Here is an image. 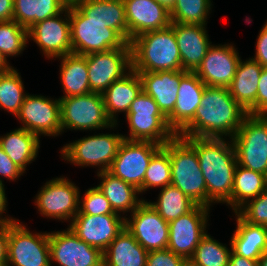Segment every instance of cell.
I'll return each mask as SVG.
<instances>
[{
  "label": "cell",
  "mask_w": 267,
  "mask_h": 266,
  "mask_svg": "<svg viewBox=\"0 0 267 266\" xmlns=\"http://www.w3.org/2000/svg\"><path fill=\"white\" fill-rule=\"evenodd\" d=\"M264 178H265V186H266V189H267V170H266V173L264 174Z\"/></svg>",
  "instance_id": "obj_55"
},
{
  "label": "cell",
  "mask_w": 267,
  "mask_h": 266,
  "mask_svg": "<svg viewBox=\"0 0 267 266\" xmlns=\"http://www.w3.org/2000/svg\"><path fill=\"white\" fill-rule=\"evenodd\" d=\"M28 30L15 20L0 22V52L8 60L23 53L28 44Z\"/></svg>",
  "instance_id": "obj_40"
},
{
  "label": "cell",
  "mask_w": 267,
  "mask_h": 266,
  "mask_svg": "<svg viewBox=\"0 0 267 266\" xmlns=\"http://www.w3.org/2000/svg\"><path fill=\"white\" fill-rule=\"evenodd\" d=\"M246 115L228 88L206 86L193 119L177 135L232 139Z\"/></svg>",
  "instance_id": "obj_1"
},
{
  "label": "cell",
  "mask_w": 267,
  "mask_h": 266,
  "mask_svg": "<svg viewBox=\"0 0 267 266\" xmlns=\"http://www.w3.org/2000/svg\"><path fill=\"white\" fill-rule=\"evenodd\" d=\"M142 91V81L133 69L124 77L114 81L103 93L105 110L113 124H119L118 114L128 113L134 99Z\"/></svg>",
  "instance_id": "obj_26"
},
{
  "label": "cell",
  "mask_w": 267,
  "mask_h": 266,
  "mask_svg": "<svg viewBox=\"0 0 267 266\" xmlns=\"http://www.w3.org/2000/svg\"><path fill=\"white\" fill-rule=\"evenodd\" d=\"M210 208L196 205L191 211L169 222L167 249L189 260L201 238L208 232Z\"/></svg>",
  "instance_id": "obj_14"
},
{
  "label": "cell",
  "mask_w": 267,
  "mask_h": 266,
  "mask_svg": "<svg viewBox=\"0 0 267 266\" xmlns=\"http://www.w3.org/2000/svg\"><path fill=\"white\" fill-rule=\"evenodd\" d=\"M79 189L67 176L52 178L34 196V205L45 218L70 224L79 211Z\"/></svg>",
  "instance_id": "obj_11"
},
{
  "label": "cell",
  "mask_w": 267,
  "mask_h": 266,
  "mask_svg": "<svg viewBox=\"0 0 267 266\" xmlns=\"http://www.w3.org/2000/svg\"><path fill=\"white\" fill-rule=\"evenodd\" d=\"M212 0H176L170 10L171 22L207 25L213 8Z\"/></svg>",
  "instance_id": "obj_39"
},
{
  "label": "cell",
  "mask_w": 267,
  "mask_h": 266,
  "mask_svg": "<svg viewBox=\"0 0 267 266\" xmlns=\"http://www.w3.org/2000/svg\"><path fill=\"white\" fill-rule=\"evenodd\" d=\"M72 53L88 55L114 48H131L116 30L106 24L89 19L73 4L69 3Z\"/></svg>",
  "instance_id": "obj_6"
},
{
  "label": "cell",
  "mask_w": 267,
  "mask_h": 266,
  "mask_svg": "<svg viewBox=\"0 0 267 266\" xmlns=\"http://www.w3.org/2000/svg\"><path fill=\"white\" fill-rule=\"evenodd\" d=\"M5 193V185L3 183H0V225L13 223L18 220L16 218L10 217V215L8 214H4L7 213L8 206L7 196Z\"/></svg>",
  "instance_id": "obj_47"
},
{
  "label": "cell",
  "mask_w": 267,
  "mask_h": 266,
  "mask_svg": "<svg viewBox=\"0 0 267 266\" xmlns=\"http://www.w3.org/2000/svg\"><path fill=\"white\" fill-rule=\"evenodd\" d=\"M255 48V55L252 58L267 68V20L258 33Z\"/></svg>",
  "instance_id": "obj_46"
},
{
  "label": "cell",
  "mask_w": 267,
  "mask_h": 266,
  "mask_svg": "<svg viewBox=\"0 0 267 266\" xmlns=\"http://www.w3.org/2000/svg\"><path fill=\"white\" fill-rule=\"evenodd\" d=\"M238 165L262 174L267 170V115L247 114L231 139Z\"/></svg>",
  "instance_id": "obj_9"
},
{
  "label": "cell",
  "mask_w": 267,
  "mask_h": 266,
  "mask_svg": "<svg viewBox=\"0 0 267 266\" xmlns=\"http://www.w3.org/2000/svg\"><path fill=\"white\" fill-rule=\"evenodd\" d=\"M185 266H199V265H196V264L190 262L189 260H187Z\"/></svg>",
  "instance_id": "obj_54"
},
{
  "label": "cell",
  "mask_w": 267,
  "mask_h": 266,
  "mask_svg": "<svg viewBox=\"0 0 267 266\" xmlns=\"http://www.w3.org/2000/svg\"><path fill=\"white\" fill-rule=\"evenodd\" d=\"M91 92L102 94L132 70L131 48H114L86 55Z\"/></svg>",
  "instance_id": "obj_15"
},
{
  "label": "cell",
  "mask_w": 267,
  "mask_h": 266,
  "mask_svg": "<svg viewBox=\"0 0 267 266\" xmlns=\"http://www.w3.org/2000/svg\"><path fill=\"white\" fill-rule=\"evenodd\" d=\"M81 240L104 252L125 228L122 215H76L67 226Z\"/></svg>",
  "instance_id": "obj_20"
},
{
  "label": "cell",
  "mask_w": 267,
  "mask_h": 266,
  "mask_svg": "<svg viewBox=\"0 0 267 266\" xmlns=\"http://www.w3.org/2000/svg\"><path fill=\"white\" fill-rule=\"evenodd\" d=\"M259 266H267V251L258 259Z\"/></svg>",
  "instance_id": "obj_53"
},
{
  "label": "cell",
  "mask_w": 267,
  "mask_h": 266,
  "mask_svg": "<svg viewBox=\"0 0 267 266\" xmlns=\"http://www.w3.org/2000/svg\"><path fill=\"white\" fill-rule=\"evenodd\" d=\"M68 3H73L76 0H66Z\"/></svg>",
  "instance_id": "obj_56"
},
{
  "label": "cell",
  "mask_w": 267,
  "mask_h": 266,
  "mask_svg": "<svg viewBox=\"0 0 267 266\" xmlns=\"http://www.w3.org/2000/svg\"><path fill=\"white\" fill-rule=\"evenodd\" d=\"M7 266H51L49 232H31L19 219L8 223Z\"/></svg>",
  "instance_id": "obj_10"
},
{
  "label": "cell",
  "mask_w": 267,
  "mask_h": 266,
  "mask_svg": "<svg viewBox=\"0 0 267 266\" xmlns=\"http://www.w3.org/2000/svg\"><path fill=\"white\" fill-rule=\"evenodd\" d=\"M263 67L253 58L239 60L228 87L231 96L247 112L256 115V94Z\"/></svg>",
  "instance_id": "obj_24"
},
{
  "label": "cell",
  "mask_w": 267,
  "mask_h": 266,
  "mask_svg": "<svg viewBox=\"0 0 267 266\" xmlns=\"http://www.w3.org/2000/svg\"><path fill=\"white\" fill-rule=\"evenodd\" d=\"M40 141L36 134L20 127L0 135V147L24 173L27 166L37 159Z\"/></svg>",
  "instance_id": "obj_29"
},
{
  "label": "cell",
  "mask_w": 267,
  "mask_h": 266,
  "mask_svg": "<svg viewBox=\"0 0 267 266\" xmlns=\"http://www.w3.org/2000/svg\"><path fill=\"white\" fill-rule=\"evenodd\" d=\"M229 266H259L258 260H250L243 256L235 254L233 251L230 254Z\"/></svg>",
  "instance_id": "obj_50"
},
{
  "label": "cell",
  "mask_w": 267,
  "mask_h": 266,
  "mask_svg": "<svg viewBox=\"0 0 267 266\" xmlns=\"http://www.w3.org/2000/svg\"><path fill=\"white\" fill-rule=\"evenodd\" d=\"M177 40L179 54L184 71L195 72L204 59L208 48L212 45L207 25L178 24L170 25Z\"/></svg>",
  "instance_id": "obj_22"
},
{
  "label": "cell",
  "mask_w": 267,
  "mask_h": 266,
  "mask_svg": "<svg viewBox=\"0 0 267 266\" xmlns=\"http://www.w3.org/2000/svg\"><path fill=\"white\" fill-rule=\"evenodd\" d=\"M234 44H212L195 71L200 80L210 87L228 88L235 76L236 68L241 59ZM236 48V49H235Z\"/></svg>",
  "instance_id": "obj_19"
},
{
  "label": "cell",
  "mask_w": 267,
  "mask_h": 266,
  "mask_svg": "<svg viewBox=\"0 0 267 266\" xmlns=\"http://www.w3.org/2000/svg\"><path fill=\"white\" fill-rule=\"evenodd\" d=\"M160 190L156 201L147 200V202L168 223L191 211L197 205L179 188L173 185H167Z\"/></svg>",
  "instance_id": "obj_35"
},
{
  "label": "cell",
  "mask_w": 267,
  "mask_h": 266,
  "mask_svg": "<svg viewBox=\"0 0 267 266\" xmlns=\"http://www.w3.org/2000/svg\"><path fill=\"white\" fill-rule=\"evenodd\" d=\"M28 40H33L48 59L72 53L69 3L58 15L32 25L28 29Z\"/></svg>",
  "instance_id": "obj_17"
},
{
  "label": "cell",
  "mask_w": 267,
  "mask_h": 266,
  "mask_svg": "<svg viewBox=\"0 0 267 266\" xmlns=\"http://www.w3.org/2000/svg\"><path fill=\"white\" fill-rule=\"evenodd\" d=\"M73 4L89 19L106 24L128 42V25L123 0H76Z\"/></svg>",
  "instance_id": "obj_28"
},
{
  "label": "cell",
  "mask_w": 267,
  "mask_h": 266,
  "mask_svg": "<svg viewBox=\"0 0 267 266\" xmlns=\"http://www.w3.org/2000/svg\"><path fill=\"white\" fill-rule=\"evenodd\" d=\"M171 185L179 188L197 205L206 207V183L195 148L183 137L169 141Z\"/></svg>",
  "instance_id": "obj_4"
},
{
  "label": "cell",
  "mask_w": 267,
  "mask_h": 266,
  "mask_svg": "<svg viewBox=\"0 0 267 266\" xmlns=\"http://www.w3.org/2000/svg\"><path fill=\"white\" fill-rule=\"evenodd\" d=\"M50 264L103 266V252L81 240L69 228L49 232Z\"/></svg>",
  "instance_id": "obj_16"
},
{
  "label": "cell",
  "mask_w": 267,
  "mask_h": 266,
  "mask_svg": "<svg viewBox=\"0 0 267 266\" xmlns=\"http://www.w3.org/2000/svg\"><path fill=\"white\" fill-rule=\"evenodd\" d=\"M57 59L61 63L59 77L64 93L61 97H73L90 93L86 55L70 53Z\"/></svg>",
  "instance_id": "obj_32"
},
{
  "label": "cell",
  "mask_w": 267,
  "mask_h": 266,
  "mask_svg": "<svg viewBox=\"0 0 267 266\" xmlns=\"http://www.w3.org/2000/svg\"><path fill=\"white\" fill-rule=\"evenodd\" d=\"M123 140V134L94 132V135L66 143L60 156L73 166L98 167L97 173L108 171Z\"/></svg>",
  "instance_id": "obj_7"
},
{
  "label": "cell",
  "mask_w": 267,
  "mask_h": 266,
  "mask_svg": "<svg viewBox=\"0 0 267 266\" xmlns=\"http://www.w3.org/2000/svg\"><path fill=\"white\" fill-rule=\"evenodd\" d=\"M196 150L199 166L206 183V207L231 199L237 167L231 139L183 137Z\"/></svg>",
  "instance_id": "obj_2"
},
{
  "label": "cell",
  "mask_w": 267,
  "mask_h": 266,
  "mask_svg": "<svg viewBox=\"0 0 267 266\" xmlns=\"http://www.w3.org/2000/svg\"><path fill=\"white\" fill-rule=\"evenodd\" d=\"M18 71L13 67L10 71L0 74V110L15 117L28 94Z\"/></svg>",
  "instance_id": "obj_36"
},
{
  "label": "cell",
  "mask_w": 267,
  "mask_h": 266,
  "mask_svg": "<svg viewBox=\"0 0 267 266\" xmlns=\"http://www.w3.org/2000/svg\"><path fill=\"white\" fill-rule=\"evenodd\" d=\"M148 251L124 228L103 252V266H146Z\"/></svg>",
  "instance_id": "obj_31"
},
{
  "label": "cell",
  "mask_w": 267,
  "mask_h": 266,
  "mask_svg": "<svg viewBox=\"0 0 267 266\" xmlns=\"http://www.w3.org/2000/svg\"><path fill=\"white\" fill-rule=\"evenodd\" d=\"M6 59V57L0 52V74L10 71L14 66H12Z\"/></svg>",
  "instance_id": "obj_51"
},
{
  "label": "cell",
  "mask_w": 267,
  "mask_h": 266,
  "mask_svg": "<svg viewBox=\"0 0 267 266\" xmlns=\"http://www.w3.org/2000/svg\"><path fill=\"white\" fill-rule=\"evenodd\" d=\"M104 214L120 215L113 211L109 201L97 186L85 190L83 197L79 195V211L77 215L95 216Z\"/></svg>",
  "instance_id": "obj_41"
},
{
  "label": "cell",
  "mask_w": 267,
  "mask_h": 266,
  "mask_svg": "<svg viewBox=\"0 0 267 266\" xmlns=\"http://www.w3.org/2000/svg\"><path fill=\"white\" fill-rule=\"evenodd\" d=\"M187 260L169 249L150 251L146 266H185Z\"/></svg>",
  "instance_id": "obj_43"
},
{
  "label": "cell",
  "mask_w": 267,
  "mask_h": 266,
  "mask_svg": "<svg viewBox=\"0 0 267 266\" xmlns=\"http://www.w3.org/2000/svg\"><path fill=\"white\" fill-rule=\"evenodd\" d=\"M256 115H267V68L263 67L256 94Z\"/></svg>",
  "instance_id": "obj_45"
},
{
  "label": "cell",
  "mask_w": 267,
  "mask_h": 266,
  "mask_svg": "<svg viewBox=\"0 0 267 266\" xmlns=\"http://www.w3.org/2000/svg\"><path fill=\"white\" fill-rule=\"evenodd\" d=\"M23 174L24 172L17 167L14 162H12V160L0 147V176L13 182L19 180ZM4 179L0 177V183L4 184Z\"/></svg>",
  "instance_id": "obj_44"
},
{
  "label": "cell",
  "mask_w": 267,
  "mask_h": 266,
  "mask_svg": "<svg viewBox=\"0 0 267 266\" xmlns=\"http://www.w3.org/2000/svg\"><path fill=\"white\" fill-rule=\"evenodd\" d=\"M61 104L62 134L70 131L116 130L105 110L103 95L90 92L73 97H59Z\"/></svg>",
  "instance_id": "obj_8"
},
{
  "label": "cell",
  "mask_w": 267,
  "mask_h": 266,
  "mask_svg": "<svg viewBox=\"0 0 267 266\" xmlns=\"http://www.w3.org/2000/svg\"><path fill=\"white\" fill-rule=\"evenodd\" d=\"M96 174L100 178V183L97 187L109 201L113 211L124 218L128 216V212L132 214L145 200L137 188L115 177L110 172L101 171Z\"/></svg>",
  "instance_id": "obj_27"
},
{
  "label": "cell",
  "mask_w": 267,
  "mask_h": 266,
  "mask_svg": "<svg viewBox=\"0 0 267 266\" xmlns=\"http://www.w3.org/2000/svg\"><path fill=\"white\" fill-rule=\"evenodd\" d=\"M124 116L129 126L128 136L123 135L126 140L149 141L163 146L177 135L155 100L143 90Z\"/></svg>",
  "instance_id": "obj_5"
},
{
  "label": "cell",
  "mask_w": 267,
  "mask_h": 266,
  "mask_svg": "<svg viewBox=\"0 0 267 266\" xmlns=\"http://www.w3.org/2000/svg\"><path fill=\"white\" fill-rule=\"evenodd\" d=\"M138 74L142 81V90L155 100L162 113L168 117L173 112L177 100L181 70Z\"/></svg>",
  "instance_id": "obj_25"
},
{
  "label": "cell",
  "mask_w": 267,
  "mask_h": 266,
  "mask_svg": "<svg viewBox=\"0 0 267 266\" xmlns=\"http://www.w3.org/2000/svg\"><path fill=\"white\" fill-rule=\"evenodd\" d=\"M14 0H0V22L13 20Z\"/></svg>",
  "instance_id": "obj_49"
},
{
  "label": "cell",
  "mask_w": 267,
  "mask_h": 266,
  "mask_svg": "<svg viewBox=\"0 0 267 266\" xmlns=\"http://www.w3.org/2000/svg\"><path fill=\"white\" fill-rule=\"evenodd\" d=\"M249 224L267 227V189L236 212Z\"/></svg>",
  "instance_id": "obj_42"
},
{
  "label": "cell",
  "mask_w": 267,
  "mask_h": 266,
  "mask_svg": "<svg viewBox=\"0 0 267 266\" xmlns=\"http://www.w3.org/2000/svg\"><path fill=\"white\" fill-rule=\"evenodd\" d=\"M171 185V162L169 159V142L163 145L149 162L144 175L143 185L140 187V195L149 189Z\"/></svg>",
  "instance_id": "obj_37"
},
{
  "label": "cell",
  "mask_w": 267,
  "mask_h": 266,
  "mask_svg": "<svg viewBox=\"0 0 267 266\" xmlns=\"http://www.w3.org/2000/svg\"><path fill=\"white\" fill-rule=\"evenodd\" d=\"M125 228L148 252L167 249L169 224L146 199L125 217Z\"/></svg>",
  "instance_id": "obj_18"
},
{
  "label": "cell",
  "mask_w": 267,
  "mask_h": 266,
  "mask_svg": "<svg viewBox=\"0 0 267 266\" xmlns=\"http://www.w3.org/2000/svg\"><path fill=\"white\" fill-rule=\"evenodd\" d=\"M27 94L15 118L29 132L40 136L57 137L62 134L59 98Z\"/></svg>",
  "instance_id": "obj_12"
},
{
  "label": "cell",
  "mask_w": 267,
  "mask_h": 266,
  "mask_svg": "<svg viewBox=\"0 0 267 266\" xmlns=\"http://www.w3.org/2000/svg\"><path fill=\"white\" fill-rule=\"evenodd\" d=\"M236 230L230 243L232 251L250 260H258L267 251V227L249 224L237 213L234 214Z\"/></svg>",
  "instance_id": "obj_30"
},
{
  "label": "cell",
  "mask_w": 267,
  "mask_h": 266,
  "mask_svg": "<svg viewBox=\"0 0 267 266\" xmlns=\"http://www.w3.org/2000/svg\"><path fill=\"white\" fill-rule=\"evenodd\" d=\"M67 6L66 0H14L13 20L28 30L35 23L58 15Z\"/></svg>",
  "instance_id": "obj_33"
},
{
  "label": "cell",
  "mask_w": 267,
  "mask_h": 266,
  "mask_svg": "<svg viewBox=\"0 0 267 266\" xmlns=\"http://www.w3.org/2000/svg\"><path fill=\"white\" fill-rule=\"evenodd\" d=\"M162 145L124 139L108 172L139 190L152 156Z\"/></svg>",
  "instance_id": "obj_13"
},
{
  "label": "cell",
  "mask_w": 267,
  "mask_h": 266,
  "mask_svg": "<svg viewBox=\"0 0 267 266\" xmlns=\"http://www.w3.org/2000/svg\"><path fill=\"white\" fill-rule=\"evenodd\" d=\"M226 244L214 239L210 233H206L200 240L190 262L199 266H229V258L232 252Z\"/></svg>",
  "instance_id": "obj_38"
},
{
  "label": "cell",
  "mask_w": 267,
  "mask_h": 266,
  "mask_svg": "<svg viewBox=\"0 0 267 266\" xmlns=\"http://www.w3.org/2000/svg\"><path fill=\"white\" fill-rule=\"evenodd\" d=\"M155 1L165 6L170 11L174 6L176 0H155Z\"/></svg>",
  "instance_id": "obj_52"
},
{
  "label": "cell",
  "mask_w": 267,
  "mask_h": 266,
  "mask_svg": "<svg viewBox=\"0 0 267 266\" xmlns=\"http://www.w3.org/2000/svg\"><path fill=\"white\" fill-rule=\"evenodd\" d=\"M8 224L0 225V266H7Z\"/></svg>",
  "instance_id": "obj_48"
},
{
  "label": "cell",
  "mask_w": 267,
  "mask_h": 266,
  "mask_svg": "<svg viewBox=\"0 0 267 266\" xmlns=\"http://www.w3.org/2000/svg\"><path fill=\"white\" fill-rule=\"evenodd\" d=\"M266 189L264 174L246 169L237 164L231 199L226 203L236 213L248 201L256 198Z\"/></svg>",
  "instance_id": "obj_34"
},
{
  "label": "cell",
  "mask_w": 267,
  "mask_h": 266,
  "mask_svg": "<svg viewBox=\"0 0 267 266\" xmlns=\"http://www.w3.org/2000/svg\"><path fill=\"white\" fill-rule=\"evenodd\" d=\"M132 69L137 73L179 71L181 57L171 26L143 33L131 42Z\"/></svg>",
  "instance_id": "obj_3"
},
{
  "label": "cell",
  "mask_w": 267,
  "mask_h": 266,
  "mask_svg": "<svg viewBox=\"0 0 267 266\" xmlns=\"http://www.w3.org/2000/svg\"><path fill=\"white\" fill-rule=\"evenodd\" d=\"M128 25V43L135 37L171 25L170 11L155 0H123Z\"/></svg>",
  "instance_id": "obj_21"
},
{
  "label": "cell",
  "mask_w": 267,
  "mask_h": 266,
  "mask_svg": "<svg viewBox=\"0 0 267 266\" xmlns=\"http://www.w3.org/2000/svg\"><path fill=\"white\" fill-rule=\"evenodd\" d=\"M205 87L195 72L181 70L177 100L173 112L167 117L169 127L176 134L193 119Z\"/></svg>",
  "instance_id": "obj_23"
}]
</instances>
